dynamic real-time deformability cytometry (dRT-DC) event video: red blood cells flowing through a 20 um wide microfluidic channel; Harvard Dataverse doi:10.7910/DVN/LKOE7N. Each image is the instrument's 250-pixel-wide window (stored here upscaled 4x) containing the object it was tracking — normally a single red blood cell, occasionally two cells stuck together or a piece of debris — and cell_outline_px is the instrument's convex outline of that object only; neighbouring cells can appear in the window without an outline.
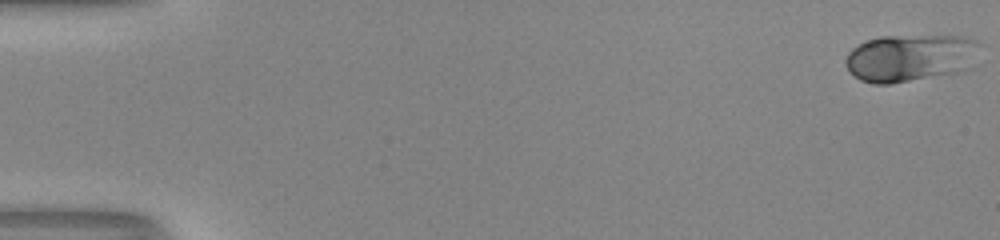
{"species": "human", "species_latin": "Homo sapiens", "temperature_condition": "room temperature", "stored_images_in_passage": 53, "camera_frame_rate_fps": 3000, "um_per_image_px": 0.085, "donor": {"sex": "male"}, "frame": {"image": 1, "passage_image": 1, "time_ms": 0.0, "image_size_px": [1000, 240], "cell_outline_px": [[984, 44], [972, 68], [956, 72], [888, 84], [872, 84], [860, 80], [844, 64], [844, 60], [848, 52], [852, 48], [868, 40], [880, 36], [964, 36], [976, 40]], "centroid_in_image_um": [77.44, 4.9], "position_along_channel_um": 7.6, "area_um2": 37.4}}
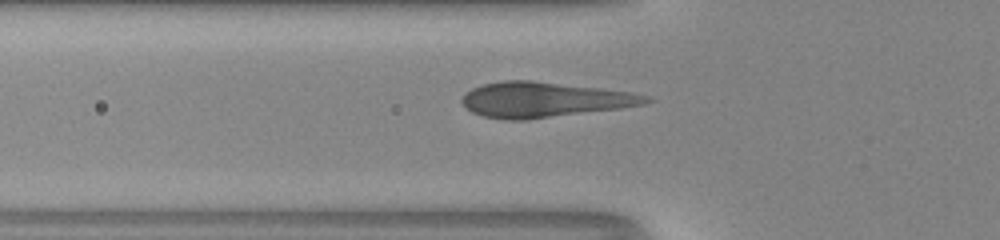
{"frame": {"image": 2, "passage_image": 20, "time_ms": 6.333, "image_size_px": [1000, 240], "cell_outline_px": [[656, 100], [644, 104], [620, 108], [524, 120], [504, 120], [484, 116], [472, 112], [460, 100], [464, 92], [472, 88], [484, 84], [504, 80], [532, 80], [600, 88], [632, 92], [648, 96]], "centroid_in_image_um": [46.25, 8.47], "position_along_channel_um": 79.6, "area_um2": 37.69}}
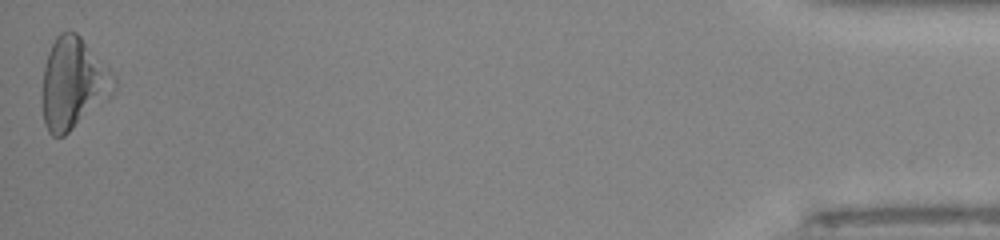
{"frame": {"image": 3, "passage_image": 53, "time_ms": 17.333, "image_size_px": [1000, 240], "cell_outline_px": [[116, 88], [112, 96], [64, 136], [52, 136], [48, 132], [44, 124], [40, 100], [40, 92], [44, 68], [48, 52], [56, 36], [60, 32], [76, 32], [80, 36], [116, 76]], "centroid_in_image_um": [6.2, 7.12], "position_along_channel_um": 429.0, "area_um2": 38.67}}